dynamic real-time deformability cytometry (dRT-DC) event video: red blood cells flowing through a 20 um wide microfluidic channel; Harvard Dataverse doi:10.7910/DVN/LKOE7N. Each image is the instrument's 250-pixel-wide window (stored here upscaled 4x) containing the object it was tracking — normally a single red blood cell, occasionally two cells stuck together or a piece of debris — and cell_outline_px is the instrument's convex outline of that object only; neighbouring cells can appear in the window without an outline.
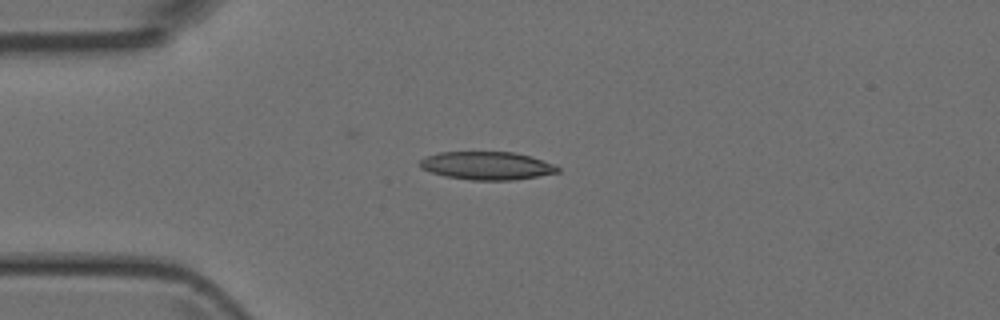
{"species": "Egyptian fruit bat (a non-hibernating species)", "species_latin": "Rousettus aegyptiacus", "temperature_condition": "room temperature", "stored_images_in_passage": 3, "camera_frame_rate_fps": 3000, "um_per_image_px": 0.085, "animal": {"sex": "female"}, "frame": {"image": 1, "passage_image": 3, "time_ms": 3.0, "image_size_px": [1000, 320], "cell_outline_px": [[560, 172], [516, 180], [472, 180], [444, 176], [420, 168], [420, 160], [424, 156], [440, 152], [512, 152], [528, 156], [552, 164], [560, 168]], "centroid_in_image_um": [41.35, 14.09], "position_along_channel_um": 43.7, "area_um2": 22.43}}